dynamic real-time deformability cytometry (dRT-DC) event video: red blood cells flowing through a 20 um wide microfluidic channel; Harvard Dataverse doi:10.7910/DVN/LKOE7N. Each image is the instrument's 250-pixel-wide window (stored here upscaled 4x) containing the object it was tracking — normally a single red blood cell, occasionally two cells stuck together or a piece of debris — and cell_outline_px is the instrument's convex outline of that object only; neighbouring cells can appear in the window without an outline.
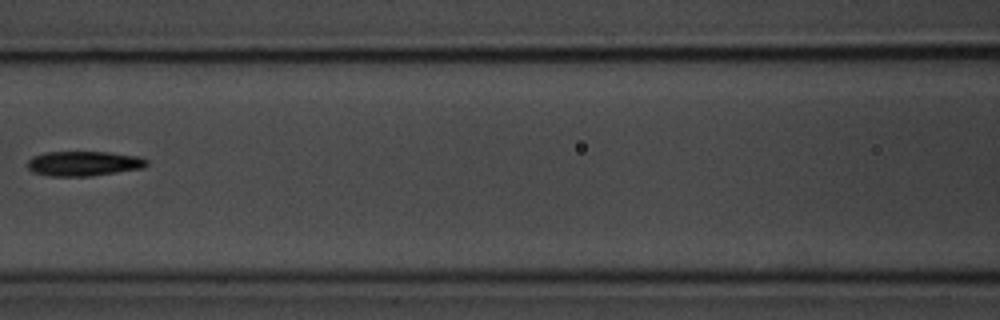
{"species": "common noctule bat (a hibernating species)", "species_latin": "Nyctalus noctula", "temperature_condition": "room temperature", "stored_images_in_passage": 5, "camera_frame_rate_fps": 3000, "um_per_image_px": 0.085, "animal": {"sex": "male", "body_mass_g": 20.1, "forearm_length_mm": 53.5}, "frame": {"image": 1, "passage_image": 5, "time_ms": 5.0, "image_size_px": [1000, 320], "cell_outline_px": [[148, 164], [144, 168], [92, 176], [48, 176], [32, 172], [28, 168], [28, 160], [32, 156], [44, 152], [108, 152], [140, 156], [148, 160]], "centroid_in_image_um": [7.13, 13.9], "position_along_channel_um": 159.5, "area_um2": 17.46}}